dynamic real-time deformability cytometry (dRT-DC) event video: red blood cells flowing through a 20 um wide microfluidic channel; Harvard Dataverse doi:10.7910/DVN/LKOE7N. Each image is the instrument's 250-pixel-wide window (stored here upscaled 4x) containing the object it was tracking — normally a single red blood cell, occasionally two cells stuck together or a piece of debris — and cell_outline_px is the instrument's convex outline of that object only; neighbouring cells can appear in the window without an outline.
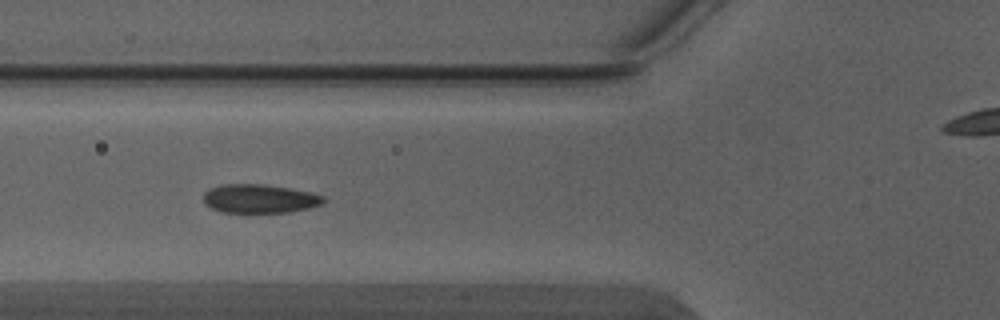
{"species": "Egyptian fruit bat (a non-hibernating species)", "species_latin": "Rousettus aegyptiacus", "temperature_condition": "warm", "stored_images_in_passage": 4, "camera_frame_rate_fps": 3000, "um_per_image_px": 0.085, "animal": {"sex": "male"}, "frame": {"image": 1, "passage_image": 3, "time_ms": 0.667, "image_size_px": [1000, 320], "cell_outline_px": [[324, 200], [320, 204], [308, 208], [288, 212], [220, 212], [204, 204], [204, 192], [208, 188], [220, 184], [264, 184], [288, 188], [308, 192], [324, 196]], "centroid_in_image_um": [21.99, 16.88], "position_along_channel_um": 103.8, "area_um2": 20.0}}
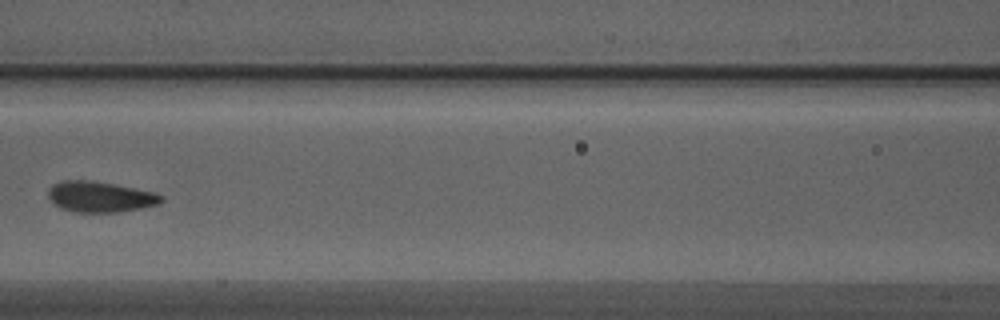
{"frame": {"image": 2, "passage_image": 4, "time_ms": 1.0, "image_size_px": [1000, 320], "cell_outline_px": [[164, 200], [160, 204], [120, 212], [72, 212], [60, 208], [52, 204], [48, 196], [48, 192], [52, 184], [60, 180], [88, 180], [112, 184], [156, 192], [164, 196]], "centroid_in_image_um": [8.5, 16.73], "position_along_channel_um": 158.1, "area_um2": 20.46}}